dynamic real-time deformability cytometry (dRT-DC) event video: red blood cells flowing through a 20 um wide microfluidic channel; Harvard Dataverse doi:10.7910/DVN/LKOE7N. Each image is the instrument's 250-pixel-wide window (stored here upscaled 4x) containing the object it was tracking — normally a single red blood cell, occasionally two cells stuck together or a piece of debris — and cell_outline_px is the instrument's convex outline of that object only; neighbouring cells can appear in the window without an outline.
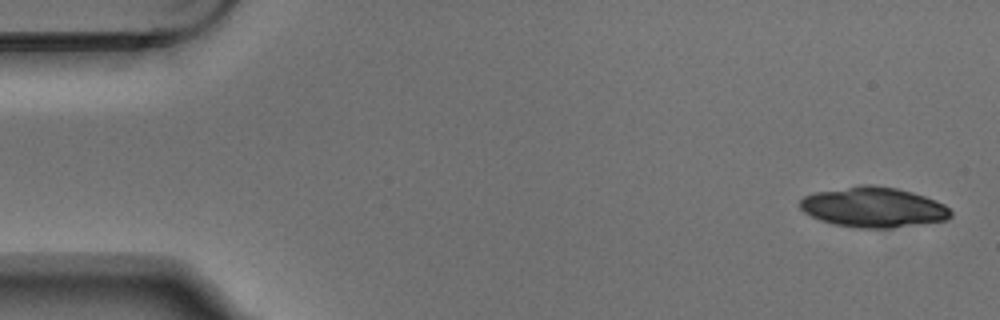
{"species": "Egyptian fruit bat (a non-hibernating species)", "species_latin": "Rousettus aegyptiacus", "temperature_condition": "warm", "stored_images_in_passage": 6, "camera_frame_rate_fps": 3000, "um_per_image_px": 0.085, "animal": {"sex": "male"}, "frame": {"image": 1, "passage_image": 1, "time_ms": 0.0, "image_size_px": [1000, 320], "cell_outline_px": [[952, 216], [948, 220], [924, 224], [892, 228], [860, 228], [836, 224], [820, 220], [804, 212], [800, 208], [800, 200], [804, 196], [816, 192], [860, 184], [872, 184], [896, 188], [912, 192], [936, 200], [944, 204], [952, 212]], "centroid_in_image_um": [74.27, 17.61], "position_along_channel_um": 10.7, "area_um2": 35.49}}